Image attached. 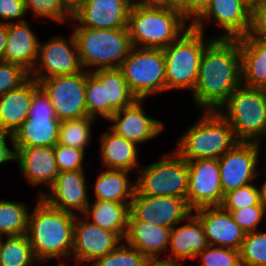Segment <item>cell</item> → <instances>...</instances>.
<instances>
[{
    "instance_id": "cell-42",
    "label": "cell",
    "mask_w": 266,
    "mask_h": 266,
    "mask_svg": "<svg viewBox=\"0 0 266 266\" xmlns=\"http://www.w3.org/2000/svg\"><path fill=\"white\" fill-rule=\"evenodd\" d=\"M30 73L20 65L1 61L0 62V97L8 91L22 85Z\"/></svg>"
},
{
    "instance_id": "cell-11",
    "label": "cell",
    "mask_w": 266,
    "mask_h": 266,
    "mask_svg": "<svg viewBox=\"0 0 266 266\" xmlns=\"http://www.w3.org/2000/svg\"><path fill=\"white\" fill-rule=\"evenodd\" d=\"M39 85L50 97L56 117L60 121L88 116L85 102L86 70L43 79Z\"/></svg>"
},
{
    "instance_id": "cell-45",
    "label": "cell",
    "mask_w": 266,
    "mask_h": 266,
    "mask_svg": "<svg viewBox=\"0 0 266 266\" xmlns=\"http://www.w3.org/2000/svg\"><path fill=\"white\" fill-rule=\"evenodd\" d=\"M25 15L27 16V10L23 0H0V22H24Z\"/></svg>"
},
{
    "instance_id": "cell-1",
    "label": "cell",
    "mask_w": 266,
    "mask_h": 266,
    "mask_svg": "<svg viewBox=\"0 0 266 266\" xmlns=\"http://www.w3.org/2000/svg\"><path fill=\"white\" fill-rule=\"evenodd\" d=\"M240 84L239 39L214 38L201 56L193 102L201 111H217Z\"/></svg>"
},
{
    "instance_id": "cell-26",
    "label": "cell",
    "mask_w": 266,
    "mask_h": 266,
    "mask_svg": "<svg viewBox=\"0 0 266 266\" xmlns=\"http://www.w3.org/2000/svg\"><path fill=\"white\" fill-rule=\"evenodd\" d=\"M34 93L30 76L22 85L0 97V130L13 135L27 119Z\"/></svg>"
},
{
    "instance_id": "cell-22",
    "label": "cell",
    "mask_w": 266,
    "mask_h": 266,
    "mask_svg": "<svg viewBox=\"0 0 266 266\" xmlns=\"http://www.w3.org/2000/svg\"><path fill=\"white\" fill-rule=\"evenodd\" d=\"M16 163L24 178L32 185L49 188L59 174L53 147L15 148Z\"/></svg>"
},
{
    "instance_id": "cell-53",
    "label": "cell",
    "mask_w": 266,
    "mask_h": 266,
    "mask_svg": "<svg viewBox=\"0 0 266 266\" xmlns=\"http://www.w3.org/2000/svg\"><path fill=\"white\" fill-rule=\"evenodd\" d=\"M72 8H74L82 0H66Z\"/></svg>"
},
{
    "instance_id": "cell-41",
    "label": "cell",
    "mask_w": 266,
    "mask_h": 266,
    "mask_svg": "<svg viewBox=\"0 0 266 266\" xmlns=\"http://www.w3.org/2000/svg\"><path fill=\"white\" fill-rule=\"evenodd\" d=\"M56 165L59 172L65 171H85L83 168V160L85 150L56 144L53 147Z\"/></svg>"
},
{
    "instance_id": "cell-25",
    "label": "cell",
    "mask_w": 266,
    "mask_h": 266,
    "mask_svg": "<svg viewBox=\"0 0 266 266\" xmlns=\"http://www.w3.org/2000/svg\"><path fill=\"white\" fill-rule=\"evenodd\" d=\"M171 228L141 221H128L123 241L147 259H162L170 243Z\"/></svg>"
},
{
    "instance_id": "cell-39",
    "label": "cell",
    "mask_w": 266,
    "mask_h": 266,
    "mask_svg": "<svg viewBox=\"0 0 266 266\" xmlns=\"http://www.w3.org/2000/svg\"><path fill=\"white\" fill-rule=\"evenodd\" d=\"M254 184L250 183L227 192L224 194L220 206L224 210H237L255 205H264L261 202V189Z\"/></svg>"
},
{
    "instance_id": "cell-9",
    "label": "cell",
    "mask_w": 266,
    "mask_h": 266,
    "mask_svg": "<svg viewBox=\"0 0 266 266\" xmlns=\"http://www.w3.org/2000/svg\"><path fill=\"white\" fill-rule=\"evenodd\" d=\"M120 69L137 99L166 91L163 49L132 47Z\"/></svg>"
},
{
    "instance_id": "cell-52",
    "label": "cell",
    "mask_w": 266,
    "mask_h": 266,
    "mask_svg": "<svg viewBox=\"0 0 266 266\" xmlns=\"http://www.w3.org/2000/svg\"><path fill=\"white\" fill-rule=\"evenodd\" d=\"M261 189V202L266 205V180L265 182H262Z\"/></svg>"
},
{
    "instance_id": "cell-38",
    "label": "cell",
    "mask_w": 266,
    "mask_h": 266,
    "mask_svg": "<svg viewBox=\"0 0 266 266\" xmlns=\"http://www.w3.org/2000/svg\"><path fill=\"white\" fill-rule=\"evenodd\" d=\"M147 261L140 251L122 241L110 253L91 263V266H146Z\"/></svg>"
},
{
    "instance_id": "cell-44",
    "label": "cell",
    "mask_w": 266,
    "mask_h": 266,
    "mask_svg": "<svg viewBox=\"0 0 266 266\" xmlns=\"http://www.w3.org/2000/svg\"><path fill=\"white\" fill-rule=\"evenodd\" d=\"M244 37L266 40V0L251 1V24Z\"/></svg>"
},
{
    "instance_id": "cell-47",
    "label": "cell",
    "mask_w": 266,
    "mask_h": 266,
    "mask_svg": "<svg viewBox=\"0 0 266 266\" xmlns=\"http://www.w3.org/2000/svg\"><path fill=\"white\" fill-rule=\"evenodd\" d=\"M7 138L11 144V148L8 147ZM16 160V150L14 146L13 135L0 130V165L5 162L15 161Z\"/></svg>"
},
{
    "instance_id": "cell-28",
    "label": "cell",
    "mask_w": 266,
    "mask_h": 266,
    "mask_svg": "<svg viewBox=\"0 0 266 266\" xmlns=\"http://www.w3.org/2000/svg\"><path fill=\"white\" fill-rule=\"evenodd\" d=\"M241 84L266 90V40L241 37Z\"/></svg>"
},
{
    "instance_id": "cell-32",
    "label": "cell",
    "mask_w": 266,
    "mask_h": 266,
    "mask_svg": "<svg viewBox=\"0 0 266 266\" xmlns=\"http://www.w3.org/2000/svg\"><path fill=\"white\" fill-rule=\"evenodd\" d=\"M36 263L40 265L27 234L0 237V266H35Z\"/></svg>"
},
{
    "instance_id": "cell-19",
    "label": "cell",
    "mask_w": 266,
    "mask_h": 266,
    "mask_svg": "<svg viewBox=\"0 0 266 266\" xmlns=\"http://www.w3.org/2000/svg\"><path fill=\"white\" fill-rule=\"evenodd\" d=\"M85 176V171L59 172L50 191L39 189L38 196L53 208L82 215L90 203Z\"/></svg>"
},
{
    "instance_id": "cell-51",
    "label": "cell",
    "mask_w": 266,
    "mask_h": 266,
    "mask_svg": "<svg viewBox=\"0 0 266 266\" xmlns=\"http://www.w3.org/2000/svg\"><path fill=\"white\" fill-rule=\"evenodd\" d=\"M192 2V0H173V10L181 12Z\"/></svg>"
},
{
    "instance_id": "cell-49",
    "label": "cell",
    "mask_w": 266,
    "mask_h": 266,
    "mask_svg": "<svg viewBox=\"0 0 266 266\" xmlns=\"http://www.w3.org/2000/svg\"><path fill=\"white\" fill-rule=\"evenodd\" d=\"M7 42V24L0 22V62L4 61V50Z\"/></svg>"
},
{
    "instance_id": "cell-12",
    "label": "cell",
    "mask_w": 266,
    "mask_h": 266,
    "mask_svg": "<svg viewBox=\"0 0 266 266\" xmlns=\"http://www.w3.org/2000/svg\"><path fill=\"white\" fill-rule=\"evenodd\" d=\"M67 39L55 35L39 42L38 59L30 76L38 83L53 76L71 75L83 70L73 33Z\"/></svg>"
},
{
    "instance_id": "cell-56",
    "label": "cell",
    "mask_w": 266,
    "mask_h": 266,
    "mask_svg": "<svg viewBox=\"0 0 266 266\" xmlns=\"http://www.w3.org/2000/svg\"><path fill=\"white\" fill-rule=\"evenodd\" d=\"M133 4L136 3L138 0H130Z\"/></svg>"
},
{
    "instance_id": "cell-13",
    "label": "cell",
    "mask_w": 266,
    "mask_h": 266,
    "mask_svg": "<svg viewBox=\"0 0 266 266\" xmlns=\"http://www.w3.org/2000/svg\"><path fill=\"white\" fill-rule=\"evenodd\" d=\"M212 22L222 30L215 38L239 39L246 36L251 24V1L212 0L207 10L191 26L205 32V24Z\"/></svg>"
},
{
    "instance_id": "cell-20",
    "label": "cell",
    "mask_w": 266,
    "mask_h": 266,
    "mask_svg": "<svg viewBox=\"0 0 266 266\" xmlns=\"http://www.w3.org/2000/svg\"><path fill=\"white\" fill-rule=\"evenodd\" d=\"M143 101L144 99H136L131 105L116 111L109 119L114 123L108 128L137 145L155 139L165 128L162 121L147 116L142 106Z\"/></svg>"
},
{
    "instance_id": "cell-4",
    "label": "cell",
    "mask_w": 266,
    "mask_h": 266,
    "mask_svg": "<svg viewBox=\"0 0 266 266\" xmlns=\"http://www.w3.org/2000/svg\"><path fill=\"white\" fill-rule=\"evenodd\" d=\"M188 23L180 10L149 9L134 3L127 27L133 47L164 49L191 27Z\"/></svg>"
},
{
    "instance_id": "cell-27",
    "label": "cell",
    "mask_w": 266,
    "mask_h": 266,
    "mask_svg": "<svg viewBox=\"0 0 266 266\" xmlns=\"http://www.w3.org/2000/svg\"><path fill=\"white\" fill-rule=\"evenodd\" d=\"M100 139L101 162L106 169H122L137 172L140 168L138 145L117 135L110 128Z\"/></svg>"
},
{
    "instance_id": "cell-54",
    "label": "cell",
    "mask_w": 266,
    "mask_h": 266,
    "mask_svg": "<svg viewBox=\"0 0 266 266\" xmlns=\"http://www.w3.org/2000/svg\"><path fill=\"white\" fill-rule=\"evenodd\" d=\"M57 266H69L66 262L62 261ZM84 266V265H82Z\"/></svg>"
},
{
    "instance_id": "cell-5",
    "label": "cell",
    "mask_w": 266,
    "mask_h": 266,
    "mask_svg": "<svg viewBox=\"0 0 266 266\" xmlns=\"http://www.w3.org/2000/svg\"><path fill=\"white\" fill-rule=\"evenodd\" d=\"M73 28L81 66L87 72L120 68L133 47L128 28Z\"/></svg>"
},
{
    "instance_id": "cell-48",
    "label": "cell",
    "mask_w": 266,
    "mask_h": 266,
    "mask_svg": "<svg viewBox=\"0 0 266 266\" xmlns=\"http://www.w3.org/2000/svg\"><path fill=\"white\" fill-rule=\"evenodd\" d=\"M135 4L149 9H173V0H138Z\"/></svg>"
},
{
    "instance_id": "cell-3",
    "label": "cell",
    "mask_w": 266,
    "mask_h": 266,
    "mask_svg": "<svg viewBox=\"0 0 266 266\" xmlns=\"http://www.w3.org/2000/svg\"><path fill=\"white\" fill-rule=\"evenodd\" d=\"M237 143L227 120L217 111H202L199 120L178 139L174 150L186 161L219 159Z\"/></svg>"
},
{
    "instance_id": "cell-8",
    "label": "cell",
    "mask_w": 266,
    "mask_h": 266,
    "mask_svg": "<svg viewBox=\"0 0 266 266\" xmlns=\"http://www.w3.org/2000/svg\"><path fill=\"white\" fill-rule=\"evenodd\" d=\"M135 179L136 193L145 196H172L187 200L189 171L187 161L175 150L160 160L140 167Z\"/></svg>"
},
{
    "instance_id": "cell-50",
    "label": "cell",
    "mask_w": 266,
    "mask_h": 266,
    "mask_svg": "<svg viewBox=\"0 0 266 266\" xmlns=\"http://www.w3.org/2000/svg\"><path fill=\"white\" fill-rule=\"evenodd\" d=\"M146 266H182V262L167 259H148Z\"/></svg>"
},
{
    "instance_id": "cell-43",
    "label": "cell",
    "mask_w": 266,
    "mask_h": 266,
    "mask_svg": "<svg viewBox=\"0 0 266 266\" xmlns=\"http://www.w3.org/2000/svg\"><path fill=\"white\" fill-rule=\"evenodd\" d=\"M231 213L234 221L246 232L258 230L264 218V206L255 205L237 210H226Z\"/></svg>"
},
{
    "instance_id": "cell-40",
    "label": "cell",
    "mask_w": 266,
    "mask_h": 266,
    "mask_svg": "<svg viewBox=\"0 0 266 266\" xmlns=\"http://www.w3.org/2000/svg\"><path fill=\"white\" fill-rule=\"evenodd\" d=\"M200 266H242L240 250L209 245L200 254Z\"/></svg>"
},
{
    "instance_id": "cell-16",
    "label": "cell",
    "mask_w": 266,
    "mask_h": 266,
    "mask_svg": "<svg viewBox=\"0 0 266 266\" xmlns=\"http://www.w3.org/2000/svg\"><path fill=\"white\" fill-rule=\"evenodd\" d=\"M189 188L187 203L194 211L202 207L220 206L224 194L218 159L187 161Z\"/></svg>"
},
{
    "instance_id": "cell-18",
    "label": "cell",
    "mask_w": 266,
    "mask_h": 266,
    "mask_svg": "<svg viewBox=\"0 0 266 266\" xmlns=\"http://www.w3.org/2000/svg\"><path fill=\"white\" fill-rule=\"evenodd\" d=\"M123 240L115 233L76 215L71 258L75 265L95 262L114 250Z\"/></svg>"
},
{
    "instance_id": "cell-37",
    "label": "cell",
    "mask_w": 266,
    "mask_h": 266,
    "mask_svg": "<svg viewBox=\"0 0 266 266\" xmlns=\"http://www.w3.org/2000/svg\"><path fill=\"white\" fill-rule=\"evenodd\" d=\"M242 266H266V232H248L240 248Z\"/></svg>"
},
{
    "instance_id": "cell-14",
    "label": "cell",
    "mask_w": 266,
    "mask_h": 266,
    "mask_svg": "<svg viewBox=\"0 0 266 266\" xmlns=\"http://www.w3.org/2000/svg\"><path fill=\"white\" fill-rule=\"evenodd\" d=\"M260 142L238 141L218 159L223 194L258 178Z\"/></svg>"
},
{
    "instance_id": "cell-10",
    "label": "cell",
    "mask_w": 266,
    "mask_h": 266,
    "mask_svg": "<svg viewBox=\"0 0 266 266\" xmlns=\"http://www.w3.org/2000/svg\"><path fill=\"white\" fill-rule=\"evenodd\" d=\"M60 122L50 97L34 80V93L28 117L13 134L15 148L54 147L58 143Z\"/></svg>"
},
{
    "instance_id": "cell-30",
    "label": "cell",
    "mask_w": 266,
    "mask_h": 266,
    "mask_svg": "<svg viewBox=\"0 0 266 266\" xmlns=\"http://www.w3.org/2000/svg\"><path fill=\"white\" fill-rule=\"evenodd\" d=\"M131 172L122 169H105L98 174L94 184L95 200L115 201L124 204L130 203L136 192L135 180L130 182Z\"/></svg>"
},
{
    "instance_id": "cell-46",
    "label": "cell",
    "mask_w": 266,
    "mask_h": 266,
    "mask_svg": "<svg viewBox=\"0 0 266 266\" xmlns=\"http://www.w3.org/2000/svg\"><path fill=\"white\" fill-rule=\"evenodd\" d=\"M212 0H192L182 11L184 18L192 25L210 6Z\"/></svg>"
},
{
    "instance_id": "cell-24",
    "label": "cell",
    "mask_w": 266,
    "mask_h": 266,
    "mask_svg": "<svg viewBox=\"0 0 266 266\" xmlns=\"http://www.w3.org/2000/svg\"><path fill=\"white\" fill-rule=\"evenodd\" d=\"M39 42L29 22L8 23L4 61L20 65L31 73L38 59Z\"/></svg>"
},
{
    "instance_id": "cell-6",
    "label": "cell",
    "mask_w": 266,
    "mask_h": 266,
    "mask_svg": "<svg viewBox=\"0 0 266 266\" xmlns=\"http://www.w3.org/2000/svg\"><path fill=\"white\" fill-rule=\"evenodd\" d=\"M217 112L238 141L259 143L266 137V90L240 84Z\"/></svg>"
},
{
    "instance_id": "cell-2",
    "label": "cell",
    "mask_w": 266,
    "mask_h": 266,
    "mask_svg": "<svg viewBox=\"0 0 266 266\" xmlns=\"http://www.w3.org/2000/svg\"><path fill=\"white\" fill-rule=\"evenodd\" d=\"M36 196V206L29 212L27 232L36 260L41 265L56 258H70L76 215L53 208Z\"/></svg>"
},
{
    "instance_id": "cell-29",
    "label": "cell",
    "mask_w": 266,
    "mask_h": 266,
    "mask_svg": "<svg viewBox=\"0 0 266 266\" xmlns=\"http://www.w3.org/2000/svg\"><path fill=\"white\" fill-rule=\"evenodd\" d=\"M130 206L121 202L94 200L82 216L90 223L115 232L122 240L127 232Z\"/></svg>"
},
{
    "instance_id": "cell-34",
    "label": "cell",
    "mask_w": 266,
    "mask_h": 266,
    "mask_svg": "<svg viewBox=\"0 0 266 266\" xmlns=\"http://www.w3.org/2000/svg\"><path fill=\"white\" fill-rule=\"evenodd\" d=\"M95 121V119L89 116L61 121L59 125L58 144L86 150L90 144L91 136H93L91 128Z\"/></svg>"
},
{
    "instance_id": "cell-36",
    "label": "cell",
    "mask_w": 266,
    "mask_h": 266,
    "mask_svg": "<svg viewBox=\"0 0 266 266\" xmlns=\"http://www.w3.org/2000/svg\"><path fill=\"white\" fill-rule=\"evenodd\" d=\"M85 102L89 117L97 120L101 116L109 120V102H106L105 85L87 71Z\"/></svg>"
},
{
    "instance_id": "cell-7",
    "label": "cell",
    "mask_w": 266,
    "mask_h": 266,
    "mask_svg": "<svg viewBox=\"0 0 266 266\" xmlns=\"http://www.w3.org/2000/svg\"><path fill=\"white\" fill-rule=\"evenodd\" d=\"M214 38H205L204 32L191 26L163 49L166 91L187 89L193 92L202 53Z\"/></svg>"
},
{
    "instance_id": "cell-31",
    "label": "cell",
    "mask_w": 266,
    "mask_h": 266,
    "mask_svg": "<svg viewBox=\"0 0 266 266\" xmlns=\"http://www.w3.org/2000/svg\"><path fill=\"white\" fill-rule=\"evenodd\" d=\"M91 73L105 85L106 102H109V119L116 111L131 105L137 99L129 90L120 68L97 69Z\"/></svg>"
},
{
    "instance_id": "cell-21",
    "label": "cell",
    "mask_w": 266,
    "mask_h": 266,
    "mask_svg": "<svg viewBox=\"0 0 266 266\" xmlns=\"http://www.w3.org/2000/svg\"><path fill=\"white\" fill-rule=\"evenodd\" d=\"M194 211L202 223L209 245L240 250L246 232L234 221L230 212L221 206L202 207Z\"/></svg>"
},
{
    "instance_id": "cell-17",
    "label": "cell",
    "mask_w": 266,
    "mask_h": 266,
    "mask_svg": "<svg viewBox=\"0 0 266 266\" xmlns=\"http://www.w3.org/2000/svg\"><path fill=\"white\" fill-rule=\"evenodd\" d=\"M130 0H82L73 8L70 24L91 29L128 28Z\"/></svg>"
},
{
    "instance_id": "cell-33",
    "label": "cell",
    "mask_w": 266,
    "mask_h": 266,
    "mask_svg": "<svg viewBox=\"0 0 266 266\" xmlns=\"http://www.w3.org/2000/svg\"><path fill=\"white\" fill-rule=\"evenodd\" d=\"M29 212L22 201L0 199V237L27 234Z\"/></svg>"
},
{
    "instance_id": "cell-35",
    "label": "cell",
    "mask_w": 266,
    "mask_h": 266,
    "mask_svg": "<svg viewBox=\"0 0 266 266\" xmlns=\"http://www.w3.org/2000/svg\"><path fill=\"white\" fill-rule=\"evenodd\" d=\"M27 13L36 18H47L56 22L70 23L73 8L66 0H23Z\"/></svg>"
},
{
    "instance_id": "cell-55",
    "label": "cell",
    "mask_w": 266,
    "mask_h": 266,
    "mask_svg": "<svg viewBox=\"0 0 266 266\" xmlns=\"http://www.w3.org/2000/svg\"><path fill=\"white\" fill-rule=\"evenodd\" d=\"M263 206H264V218L266 219V205Z\"/></svg>"
},
{
    "instance_id": "cell-15",
    "label": "cell",
    "mask_w": 266,
    "mask_h": 266,
    "mask_svg": "<svg viewBox=\"0 0 266 266\" xmlns=\"http://www.w3.org/2000/svg\"><path fill=\"white\" fill-rule=\"evenodd\" d=\"M192 213L187 200L172 196H145L135 192L130 203L128 221H141L172 229Z\"/></svg>"
},
{
    "instance_id": "cell-23",
    "label": "cell",
    "mask_w": 266,
    "mask_h": 266,
    "mask_svg": "<svg viewBox=\"0 0 266 266\" xmlns=\"http://www.w3.org/2000/svg\"><path fill=\"white\" fill-rule=\"evenodd\" d=\"M208 246L202 223L192 213L186 220L178 223L171 229L168 248L170 256L168 255L164 259L179 261L184 264V260L196 259V256Z\"/></svg>"
}]
</instances>
